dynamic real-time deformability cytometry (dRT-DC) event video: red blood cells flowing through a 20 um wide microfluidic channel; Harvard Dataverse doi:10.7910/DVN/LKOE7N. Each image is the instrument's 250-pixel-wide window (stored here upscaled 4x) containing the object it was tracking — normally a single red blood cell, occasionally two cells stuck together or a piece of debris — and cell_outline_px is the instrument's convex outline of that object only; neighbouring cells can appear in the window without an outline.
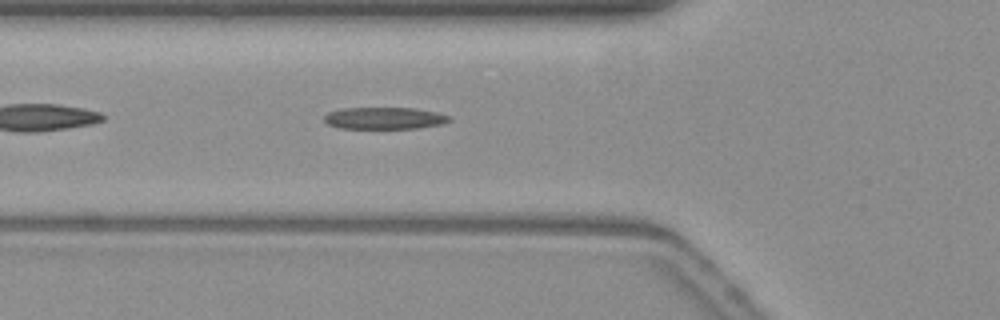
{"species": "common noctule bat (a hibernating species)", "species_latin": "Nyctalus noctula", "temperature_condition": "warm", "stored_images_in_passage": 38, "camera_frame_rate_fps": 3000, "um_per_image_px": 0.085, "animal": {"sex": "female", "body_mass_g": 19.3, "forearm_length_mm": 54.1}, "frame": {"image": 1, "passage_image": 6, "time_ms": 1.667, "image_size_px": [1000, 320], "cell_outline_px": [[452, 120], [444, 124], [416, 128], [336, 128], [328, 124], [324, 120], [324, 116], [328, 112], [344, 108], [412, 108], [436, 112], [448, 116]], "centroid_in_image_um": [32.66, 10.05], "position_along_channel_um": 93.1, "area_um2": 15.9}}
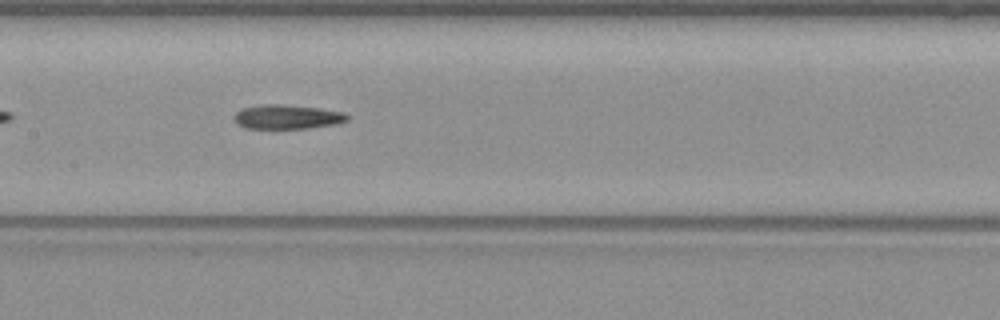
{"frame": {"image": 2, "passage_image": 13, "time_ms": 4.0, "image_size_px": [1000, 320], "cell_outline_px": [[348, 120], [332, 124], [308, 128], [244, 128], [236, 124], [236, 112], [240, 108], [260, 104], [280, 104], [316, 108], [344, 112], [348, 116]], "centroid_in_image_um": [24.36, 9.92], "position_along_channel_um": 183.0, "area_um2": 15.78}}
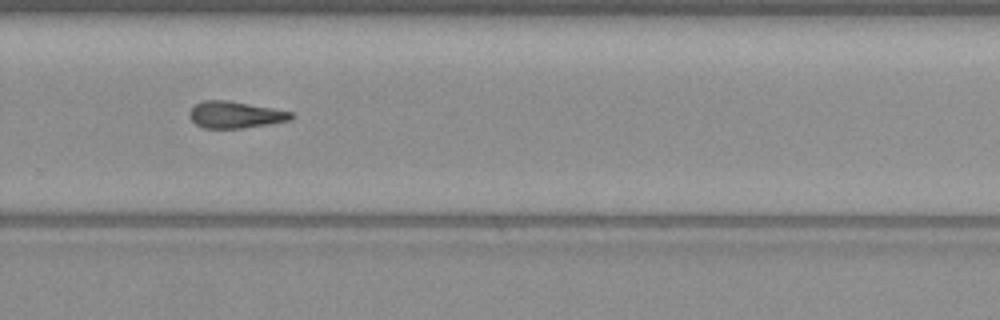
{"frame": {"image": 3, "passage_image": 23, "time_ms": 7.333, "image_size_px": [1000, 320], "cell_outline_px": [[292, 120], [240, 128], [204, 128], [196, 124], [192, 120], [188, 112], [196, 104], [204, 100], [228, 100], [272, 108], [292, 112]], "centroid_in_image_um": [19.97, 9.75], "position_along_channel_um": 309.8, "area_um2": 15.61}, "authors_computed_cell_mechanics": {"area_um2": 15.6638, "velocity_mm_per_s": 3.8186, "shape_relaxation_time_tau1_ms": null, "shape_relaxation_time_tau2_ms": 9.737, "deformation_change_tau1": null, "deformation_change_tau2": 0.3021}}